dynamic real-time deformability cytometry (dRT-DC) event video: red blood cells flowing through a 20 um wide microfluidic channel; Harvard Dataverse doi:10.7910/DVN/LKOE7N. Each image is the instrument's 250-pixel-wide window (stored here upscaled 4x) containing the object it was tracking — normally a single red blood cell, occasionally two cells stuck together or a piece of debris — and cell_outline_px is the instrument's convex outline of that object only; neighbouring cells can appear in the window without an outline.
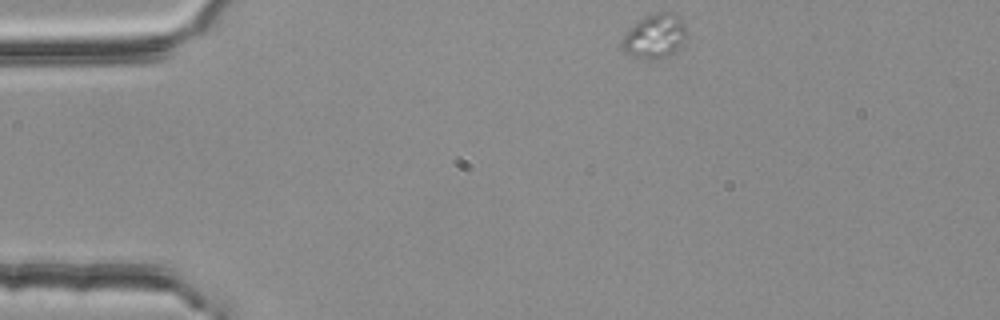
{"species": "common noctule bat (a hibernating species)", "species_latin": "Nyctalus noctula", "temperature_condition": "room temperature", "stored_images_in_passage": 2, "camera_frame_rate_fps": 3000, "um_per_image_px": 0.085, "animal": {"sex": "female", "body_mass_g": 25.1}, "frame": {"image": 1, "passage_image": 1, "time_ms": 0.0, "image_size_px": [1000, 320], "cell_outline_px": [[688, 36], [680, 48], [676, 52], [652, 60], [632, 56], [624, 52], [620, 48], [620, 40], [640, 20], [656, 12], [672, 12], [684, 24]], "centroid_in_image_um": [55.67, 3.11], "position_along_channel_um": 29.3, "area_um2": 16.53}}